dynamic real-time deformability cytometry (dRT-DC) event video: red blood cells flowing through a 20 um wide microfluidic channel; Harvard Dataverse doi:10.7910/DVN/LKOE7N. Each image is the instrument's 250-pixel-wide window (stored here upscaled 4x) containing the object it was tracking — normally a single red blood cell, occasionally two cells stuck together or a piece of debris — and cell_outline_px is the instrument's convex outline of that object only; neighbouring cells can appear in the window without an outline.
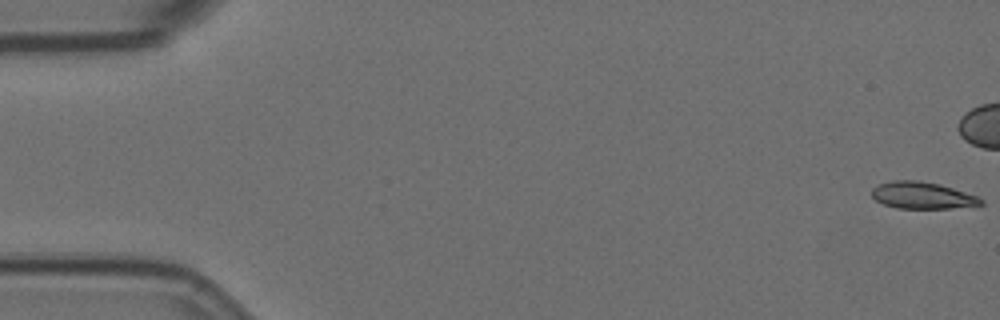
{"species": "Egyptian fruit bat (a non-hibernating species)", "species_latin": "Rousettus aegyptiacus", "temperature_condition": "room temperature", "stored_images_in_passage": 10, "camera_frame_rate_fps": 3000, "um_per_image_px": 0.085, "animal": {"sex": "female"}, "frame": {"image": 1, "passage_image": 1, "time_ms": 0.0, "image_size_px": [1000, 320], "cell_outline_px": [[984, 204], [948, 208], [896, 208], [884, 204], [876, 200], [872, 196], [872, 188], [876, 184], [892, 180], [920, 180], [940, 184], [976, 196], [984, 200]], "centroid_in_image_um": [78.35, 16.59], "position_along_channel_um": 6.7, "area_um2": 16.99}}
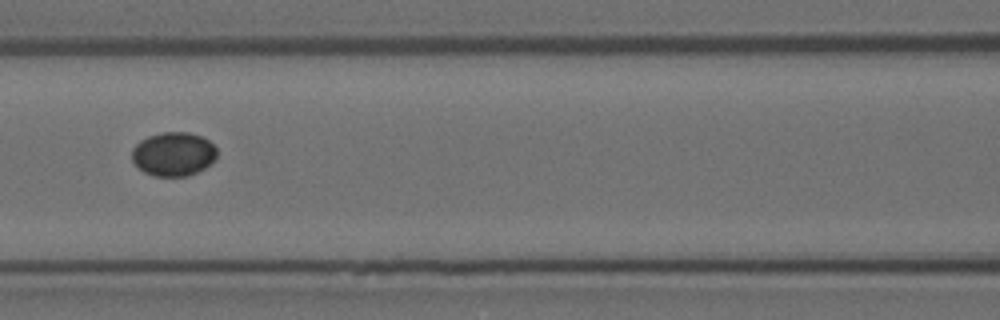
{"frame": {"image": 2, "passage_image": 9, "time_ms": 2.667, "image_size_px": [1000, 320], "cell_outline_px": [[216, 160], [204, 168], [188, 176], [152, 176], [144, 172], [132, 160], [132, 148], [140, 140], [148, 136], [160, 132], [188, 132], [200, 136], [208, 140], [216, 148]], "centroid_in_image_um": [14.73, 13.09], "position_along_channel_um": 151.9, "area_um2": 21.79}}
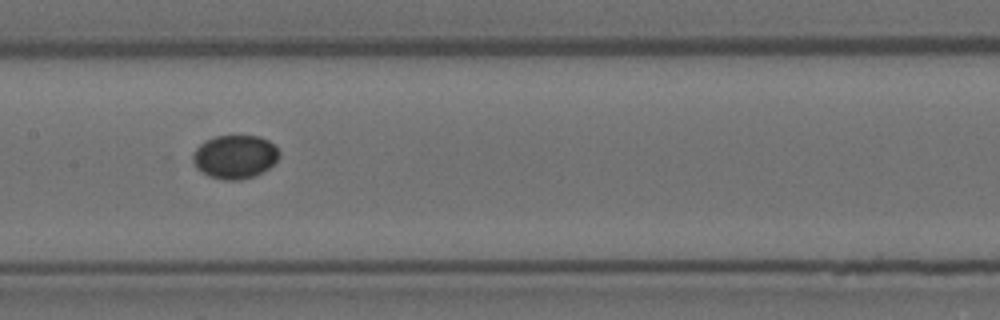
{"frame": {"image": 3, "passage_image": 10, "time_ms": 3.0, "image_size_px": [1000, 320], "cell_outline_px": [[280, 156], [268, 168], [256, 176], [240, 180], [224, 180], [208, 176], [196, 168], [192, 160], [192, 156], [196, 148], [204, 140], [216, 136], [260, 136], [268, 140], [280, 152]], "centroid_in_image_um": [19.95, 13.33], "position_along_channel_um": 187.5, "area_um2": 22.02}}